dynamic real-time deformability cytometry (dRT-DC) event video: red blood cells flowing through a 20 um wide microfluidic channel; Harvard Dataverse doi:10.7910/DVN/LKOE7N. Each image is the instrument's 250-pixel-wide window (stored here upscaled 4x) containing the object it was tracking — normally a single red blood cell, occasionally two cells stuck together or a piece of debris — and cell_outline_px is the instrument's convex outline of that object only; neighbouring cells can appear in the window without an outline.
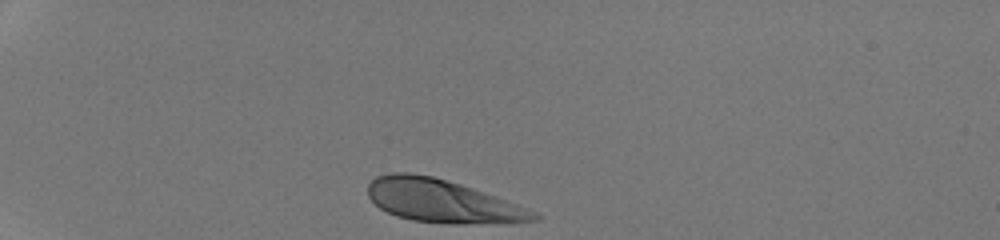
{"species": "human", "species_latin": "Homo sapiens", "temperature_condition": "room temperature", "stored_images_in_passage": 30, "camera_frame_rate_fps": 3000, "um_per_image_px": 0.085, "donor": {"sex": "male"}, "frame": {"image": 1, "passage_image": 1, "time_ms": 0.0, "image_size_px": [1000, 240], "cell_outline_px": [[544, 216], [540, 220], [512, 224], [452, 224], [412, 220], [396, 216], [380, 208], [368, 196], [368, 184], [376, 176], [392, 172], [408, 172], [432, 176], [460, 184], [472, 188], [528, 208]], "centroid_in_image_um": [37.66, 17.11], "position_along_channel_um": 47.3, "area_um2": 41.96}}
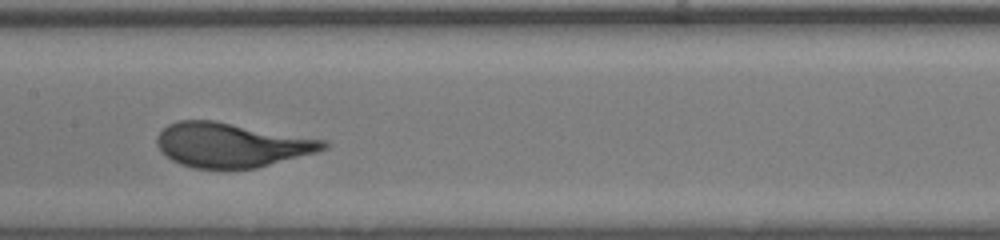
{"frame": {"image": 2, "passage_image": 15, "time_ms": 4.667, "image_size_px": [1000, 240], "cell_outline_px": [[328, 148], [316, 152], [256, 168], [192, 168], [180, 164], [172, 160], [160, 152], [156, 144], [156, 136], [168, 124], [176, 120], [216, 120], [328, 140]], "centroid_in_image_um": [19.66, 12.3], "position_along_channel_um": 187.7, "area_um2": 43.41}}
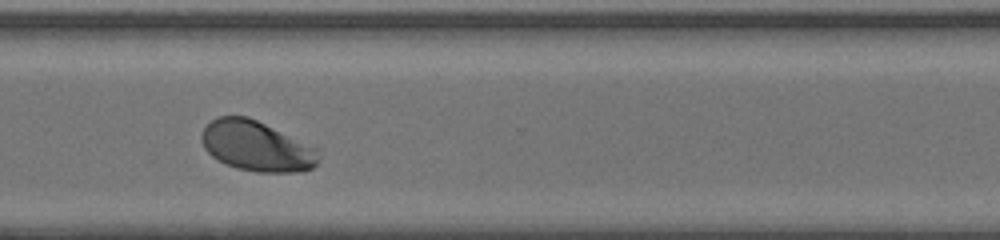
{"frame": {"image": 3, "passage_image": 26, "time_ms": 8.333, "image_size_px": [1000, 240], "cell_outline_px": [[320, 148], [316, 164], [312, 168], [300, 172], [256, 172], [236, 168], [224, 164], [212, 156], [204, 148], [200, 140], [200, 136], [204, 128], [212, 120], [220, 116], [248, 116]], "centroid_in_image_um": [21.82, 12.42], "position_along_channel_um": 348.8, "area_um2": 34.56}, "authors_computed_cell_mechanics": {"area_um2": 42.1651, "velocity_mm_per_s": 4.2464, "shape_relaxation_time_tau1_ms": 5.4537, "shape_relaxation_time_tau2_ms": null, "deformation_change_tau1": 0.2799, "deformation_change_tau2": null}}